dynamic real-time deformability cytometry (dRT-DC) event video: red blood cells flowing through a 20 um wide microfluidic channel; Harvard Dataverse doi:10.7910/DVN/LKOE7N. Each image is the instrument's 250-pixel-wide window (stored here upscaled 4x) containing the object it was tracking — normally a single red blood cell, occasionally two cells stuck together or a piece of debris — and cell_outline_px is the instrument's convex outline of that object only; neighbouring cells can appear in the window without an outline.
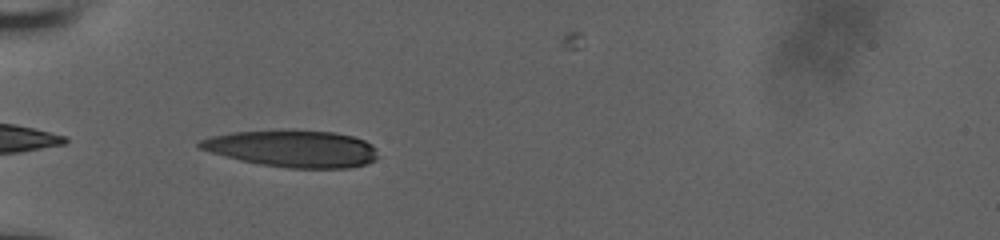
{"species": "human", "species_latin": "Homo sapiens", "temperature_condition": "room temperature", "stored_images_in_passage": 21, "camera_frame_rate_fps": 3000, "um_per_image_px": 0.085, "donor": {"sex": "male"}, "frame": {"image": 1, "passage_image": 1, "time_ms": 0.0, "image_size_px": [1000, 240], "cell_outline_px": [[376, 160], [368, 164], [348, 168], [288, 168], [260, 164], [240, 160], [196, 148], [196, 144], [200, 140], [208, 136], [232, 132], [292, 128], [332, 132], [352, 136], [364, 140], [372, 144], [376, 148]], "centroid_in_image_um": [24.84, 12.61], "position_along_channel_um": 60.2, "area_um2": 39.13}}
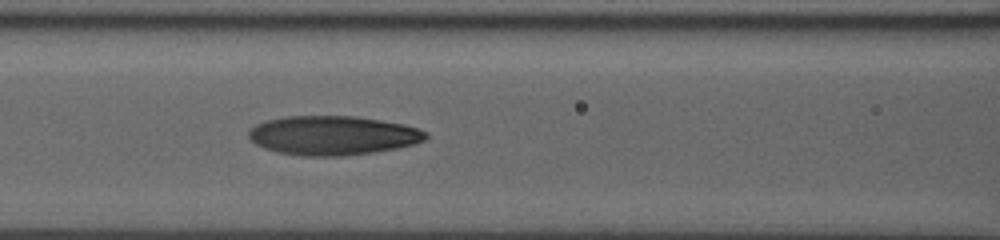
{"frame": {"image": 2, "passage_image": 6, "time_ms": 1.667, "image_size_px": [1000, 240], "cell_outline_px": [[428, 136], [424, 140], [412, 144], [396, 148], [372, 152], [340, 156], [304, 156], [276, 152], [264, 148], [256, 144], [248, 136], [248, 132], [256, 124], [268, 120], [284, 116], [356, 116], [404, 124], [428, 132]], "centroid_in_image_um": [28.27, 11.51], "position_along_channel_um": 138.3, "area_um2": 40.29}}
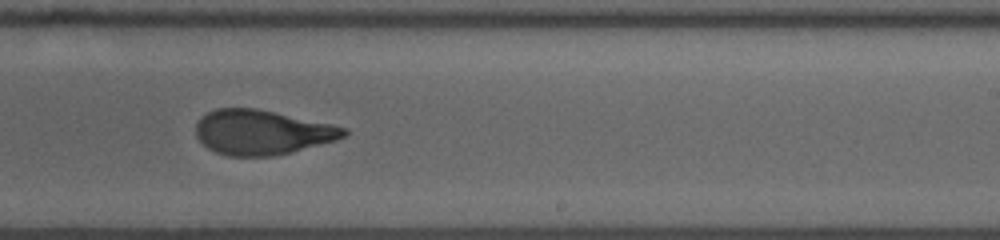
{"frame": {"image": 3, "passage_image": 16, "time_ms": 5.0, "image_size_px": [1000, 240], "cell_outline_px": [[348, 132], [344, 136], [336, 140], [272, 156], [228, 156], [216, 152], [208, 148], [196, 136], [196, 124], [208, 112], [216, 108], [256, 108], [332, 124], [348, 128]], "centroid_in_image_um": [22.26, 11.24], "position_along_channel_um": 266.7, "area_um2": 38.15}}